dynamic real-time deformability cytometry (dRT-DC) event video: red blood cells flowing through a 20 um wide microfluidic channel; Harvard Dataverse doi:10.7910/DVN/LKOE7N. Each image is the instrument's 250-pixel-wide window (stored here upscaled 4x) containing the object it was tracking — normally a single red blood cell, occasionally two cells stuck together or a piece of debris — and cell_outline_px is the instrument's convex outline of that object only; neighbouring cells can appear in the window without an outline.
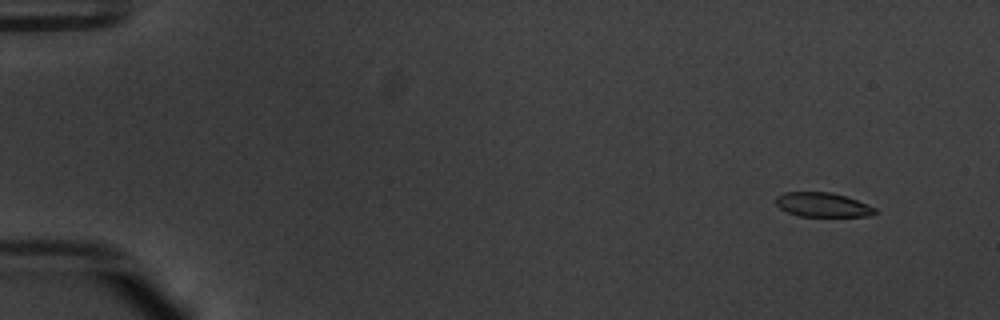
{"species": "common noctule bat (a hibernating species)", "species_latin": "Nyctalus noctula", "temperature_condition": "warm", "stored_images_in_passage": 51, "camera_frame_rate_fps": 3000, "um_per_image_px": 0.085, "animal": {"sex": "male", "body_mass_g": 20.1, "forearm_length_mm": 53.5}, "frame": {"image": 1, "passage_image": 1, "time_ms": 0.0, "image_size_px": [1000, 320], "cell_outline_px": [[876, 212], [872, 216], [800, 216], [788, 212], [780, 208], [776, 204], [776, 196], [784, 192], [828, 192], [844, 196], [868, 204], [876, 208]], "centroid_in_image_um": [69.92, 17.41], "position_along_channel_um": 15.1, "area_um2": 13.93}}
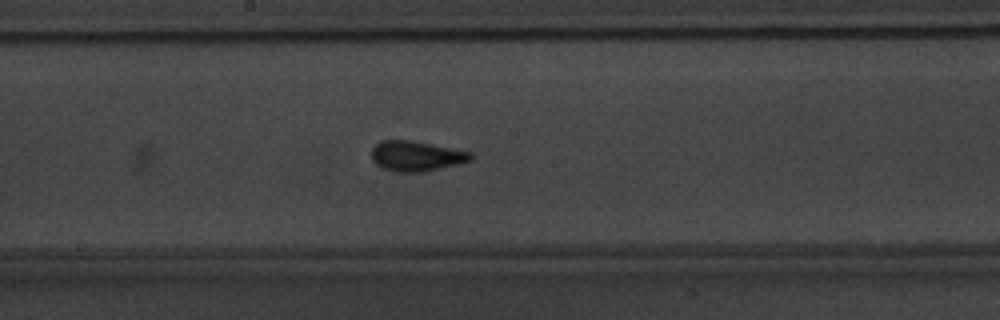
{"frame": {"image": 2, "passage_image": 27, "time_ms": 8.667, "image_size_px": [1000, 320], "cell_outline_px": [[472, 160], [424, 172], [396, 172], [384, 168], [376, 164], [372, 160], [372, 148], [380, 140], [408, 140], [472, 152]], "centroid_in_image_um": [35.35, 13.27], "position_along_channel_um": 212.8, "area_um2": 17.22}}
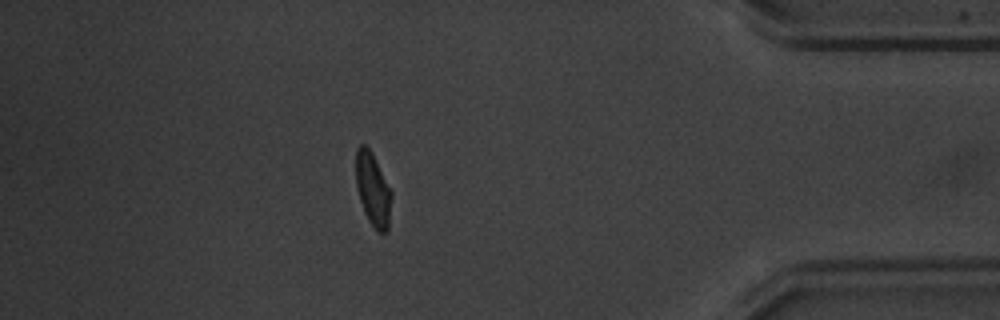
{"frame": {"image": 3, "passage_image": 45, "time_ms": 14.667, "image_size_px": [1000, 320], "cell_outline_px": [[392, 196], [388, 232], [380, 232], [368, 220], [364, 212], [356, 188], [356, 148], [360, 144], [364, 144], [372, 152], [392, 192]], "centroid_in_image_um": [31.69, 16.09], "position_along_channel_um": 403.5, "area_um2": 15.2}, "authors_computed_cell_mechanics": {"area_um2": 15.7216, "velocity_mm_per_s": 3.7704, "shape_relaxation_time_tau1_ms": 3.767, "shape_relaxation_time_tau2_ms": null, "deformation_change_tau1": 0.1414, "deformation_change_tau2": null}}